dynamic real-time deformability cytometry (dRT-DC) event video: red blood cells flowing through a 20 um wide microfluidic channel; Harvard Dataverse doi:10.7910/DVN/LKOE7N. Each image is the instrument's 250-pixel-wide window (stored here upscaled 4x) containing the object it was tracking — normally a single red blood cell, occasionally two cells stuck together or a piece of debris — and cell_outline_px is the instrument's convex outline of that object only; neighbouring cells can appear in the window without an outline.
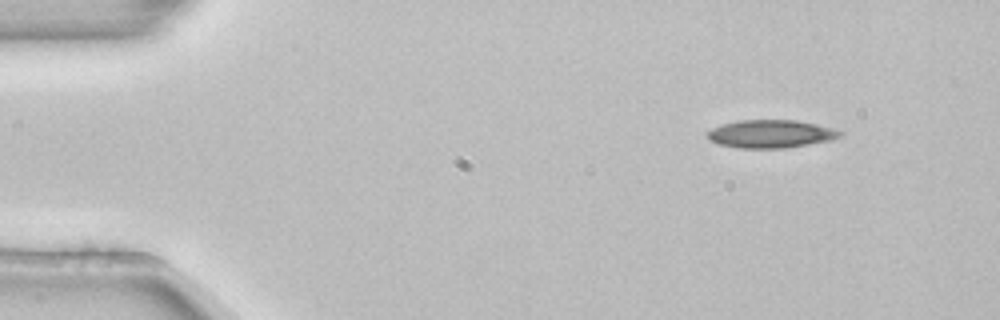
{"species": "common noctule bat (a hibernating species)", "species_latin": "Nyctalus noctula", "temperature_condition": "room temperature", "stored_images_in_passage": 3, "camera_frame_rate_fps": 3000, "um_per_image_px": 0.085, "animal": {"sex": "female", "body_mass_g": 22.7, "forearm_length_mm": 54.2}, "frame": {"image": 1, "passage_image": 1, "time_ms": 0.0, "image_size_px": [1000, 320], "cell_outline_px": [[844, 132], [840, 136], [832, 140], [784, 148], [740, 148], [720, 144], [708, 140], [708, 132], [712, 128], [736, 120], [796, 120], [816, 124], [832, 128]], "centroid_in_image_um": [65.53, 11.38], "position_along_channel_um": 19.5, "area_um2": 21.5}}
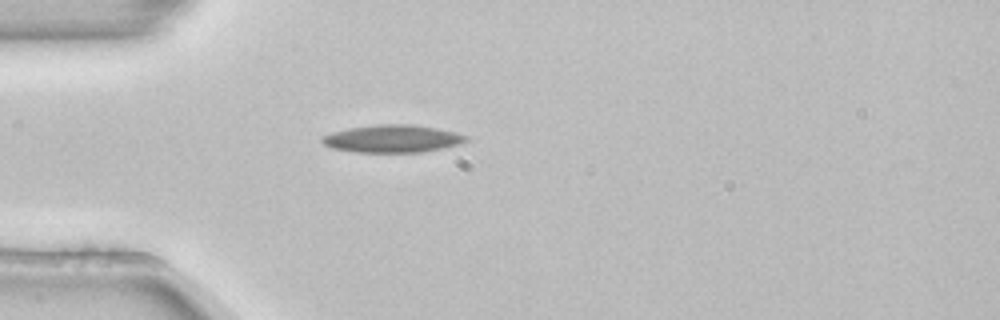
{"frame": {"image": 2, "passage_image": 3, "time_ms": 0.667, "image_size_px": [1000, 320], "cell_outline_px": [[468, 140], [456, 144], [440, 148], [420, 152], [356, 152], [332, 148], [324, 144], [320, 140], [320, 136], [332, 132], [348, 128], [380, 124], [412, 124], [436, 128], [456, 132], [468, 136]], "centroid_in_image_um": [33.31, 11.78], "position_along_channel_um": 51.7, "area_um2": 23.0}}